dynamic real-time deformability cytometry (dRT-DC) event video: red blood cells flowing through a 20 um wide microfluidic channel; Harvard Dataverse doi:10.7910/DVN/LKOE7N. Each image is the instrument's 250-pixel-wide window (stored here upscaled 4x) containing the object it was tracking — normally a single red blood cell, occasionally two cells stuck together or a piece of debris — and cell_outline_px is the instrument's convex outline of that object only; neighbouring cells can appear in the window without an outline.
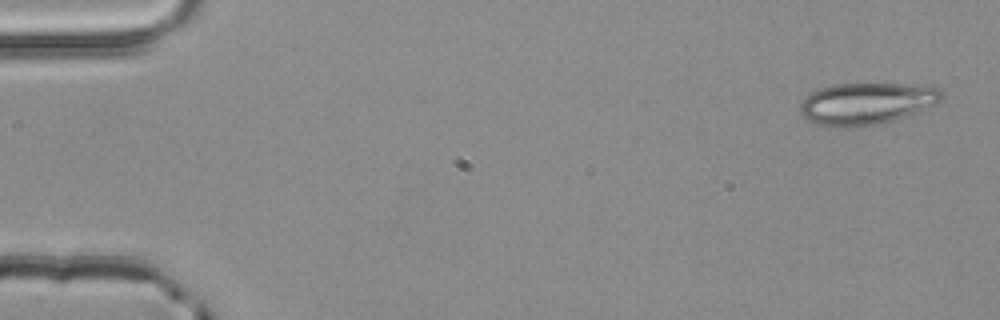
{"species": "common noctule bat (a hibernating species)", "species_latin": "Nyctalus noctula", "temperature_condition": "room temperature", "stored_images_in_passage": 4, "camera_frame_rate_fps": 3000, "um_per_image_px": 0.085, "animal": {"sex": "male", "body_mass_g": 20.4}, "frame": {"image": 1, "passage_image": 1, "time_ms": 0.0, "image_size_px": [1000, 320], "cell_outline_px": [[944, 96], [936, 104], [892, 120], [876, 124], [816, 124], [808, 120], [800, 112], [800, 104], [812, 92], [820, 88], [832, 84], [912, 84], [940, 88], [944, 92]], "centroid_in_image_um": [73.7, 8.74], "position_along_channel_um": 11.3, "area_um2": 33.29}}